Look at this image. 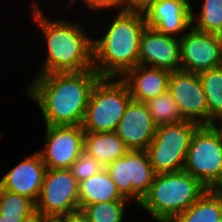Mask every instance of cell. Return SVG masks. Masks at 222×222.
I'll return each instance as SVG.
<instances>
[{"instance_id": "f1b7e54d", "label": "cell", "mask_w": 222, "mask_h": 222, "mask_svg": "<svg viewBox=\"0 0 222 222\" xmlns=\"http://www.w3.org/2000/svg\"><path fill=\"white\" fill-rule=\"evenodd\" d=\"M60 217L64 220V222H89L87 218L81 213V211L66 214Z\"/></svg>"}, {"instance_id": "7c38bea8", "label": "cell", "mask_w": 222, "mask_h": 222, "mask_svg": "<svg viewBox=\"0 0 222 222\" xmlns=\"http://www.w3.org/2000/svg\"><path fill=\"white\" fill-rule=\"evenodd\" d=\"M171 94L184 120L209 125V114L199 73L183 70L171 72L168 82Z\"/></svg>"}, {"instance_id": "3957f363", "label": "cell", "mask_w": 222, "mask_h": 222, "mask_svg": "<svg viewBox=\"0 0 222 222\" xmlns=\"http://www.w3.org/2000/svg\"><path fill=\"white\" fill-rule=\"evenodd\" d=\"M109 18L100 38H92L93 69L101 78H121L139 64L140 38L147 25L143 12L124 9Z\"/></svg>"}, {"instance_id": "484cf974", "label": "cell", "mask_w": 222, "mask_h": 222, "mask_svg": "<svg viewBox=\"0 0 222 222\" xmlns=\"http://www.w3.org/2000/svg\"><path fill=\"white\" fill-rule=\"evenodd\" d=\"M104 169L94 157L83 152L70 166L69 170L78 182H81Z\"/></svg>"}, {"instance_id": "ffe728a7", "label": "cell", "mask_w": 222, "mask_h": 222, "mask_svg": "<svg viewBox=\"0 0 222 222\" xmlns=\"http://www.w3.org/2000/svg\"><path fill=\"white\" fill-rule=\"evenodd\" d=\"M222 208L217 196L208 189L187 210L181 212L171 222H219Z\"/></svg>"}, {"instance_id": "603a6c76", "label": "cell", "mask_w": 222, "mask_h": 222, "mask_svg": "<svg viewBox=\"0 0 222 222\" xmlns=\"http://www.w3.org/2000/svg\"><path fill=\"white\" fill-rule=\"evenodd\" d=\"M207 100L209 125L222 116V66L199 73Z\"/></svg>"}, {"instance_id": "f546056e", "label": "cell", "mask_w": 222, "mask_h": 222, "mask_svg": "<svg viewBox=\"0 0 222 222\" xmlns=\"http://www.w3.org/2000/svg\"><path fill=\"white\" fill-rule=\"evenodd\" d=\"M212 127L219 133L222 140V116H219L212 122Z\"/></svg>"}, {"instance_id": "8fae6325", "label": "cell", "mask_w": 222, "mask_h": 222, "mask_svg": "<svg viewBox=\"0 0 222 222\" xmlns=\"http://www.w3.org/2000/svg\"><path fill=\"white\" fill-rule=\"evenodd\" d=\"M222 66V38L191 26L180 38V70L200 73Z\"/></svg>"}, {"instance_id": "1f68e13d", "label": "cell", "mask_w": 222, "mask_h": 222, "mask_svg": "<svg viewBox=\"0 0 222 222\" xmlns=\"http://www.w3.org/2000/svg\"><path fill=\"white\" fill-rule=\"evenodd\" d=\"M24 222H43V215L36 213L33 217L29 218Z\"/></svg>"}, {"instance_id": "cb8c5ba5", "label": "cell", "mask_w": 222, "mask_h": 222, "mask_svg": "<svg viewBox=\"0 0 222 222\" xmlns=\"http://www.w3.org/2000/svg\"><path fill=\"white\" fill-rule=\"evenodd\" d=\"M144 103L157 127L184 121L175 100L168 91Z\"/></svg>"}, {"instance_id": "d6a6232c", "label": "cell", "mask_w": 222, "mask_h": 222, "mask_svg": "<svg viewBox=\"0 0 222 222\" xmlns=\"http://www.w3.org/2000/svg\"><path fill=\"white\" fill-rule=\"evenodd\" d=\"M210 190L217 196L222 208V193L216 187L210 188Z\"/></svg>"}, {"instance_id": "4fadbf2b", "label": "cell", "mask_w": 222, "mask_h": 222, "mask_svg": "<svg viewBox=\"0 0 222 222\" xmlns=\"http://www.w3.org/2000/svg\"><path fill=\"white\" fill-rule=\"evenodd\" d=\"M139 64L171 72L180 70V39L146 26L140 38Z\"/></svg>"}, {"instance_id": "4dcf8cb0", "label": "cell", "mask_w": 222, "mask_h": 222, "mask_svg": "<svg viewBox=\"0 0 222 222\" xmlns=\"http://www.w3.org/2000/svg\"><path fill=\"white\" fill-rule=\"evenodd\" d=\"M43 222H64L60 216H43Z\"/></svg>"}, {"instance_id": "9c48e42d", "label": "cell", "mask_w": 222, "mask_h": 222, "mask_svg": "<svg viewBox=\"0 0 222 222\" xmlns=\"http://www.w3.org/2000/svg\"><path fill=\"white\" fill-rule=\"evenodd\" d=\"M79 211V182L69 169H48L36 201L43 216H64Z\"/></svg>"}, {"instance_id": "836d02e7", "label": "cell", "mask_w": 222, "mask_h": 222, "mask_svg": "<svg viewBox=\"0 0 222 222\" xmlns=\"http://www.w3.org/2000/svg\"><path fill=\"white\" fill-rule=\"evenodd\" d=\"M215 187L222 193V179Z\"/></svg>"}, {"instance_id": "30bf717a", "label": "cell", "mask_w": 222, "mask_h": 222, "mask_svg": "<svg viewBox=\"0 0 222 222\" xmlns=\"http://www.w3.org/2000/svg\"><path fill=\"white\" fill-rule=\"evenodd\" d=\"M43 148L37 151L48 169H69L84 152V133L81 125L46 126Z\"/></svg>"}, {"instance_id": "277c9868", "label": "cell", "mask_w": 222, "mask_h": 222, "mask_svg": "<svg viewBox=\"0 0 222 222\" xmlns=\"http://www.w3.org/2000/svg\"><path fill=\"white\" fill-rule=\"evenodd\" d=\"M208 188L185 170L156 174L149 192L137 205L155 222H171Z\"/></svg>"}, {"instance_id": "d4e9b609", "label": "cell", "mask_w": 222, "mask_h": 222, "mask_svg": "<svg viewBox=\"0 0 222 222\" xmlns=\"http://www.w3.org/2000/svg\"><path fill=\"white\" fill-rule=\"evenodd\" d=\"M128 205L130 201L99 202L86 205L80 211L89 222H124Z\"/></svg>"}, {"instance_id": "ba28073f", "label": "cell", "mask_w": 222, "mask_h": 222, "mask_svg": "<svg viewBox=\"0 0 222 222\" xmlns=\"http://www.w3.org/2000/svg\"><path fill=\"white\" fill-rule=\"evenodd\" d=\"M105 169L119 192L134 205L149 192L156 175L146 150H128Z\"/></svg>"}, {"instance_id": "e575fe53", "label": "cell", "mask_w": 222, "mask_h": 222, "mask_svg": "<svg viewBox=\"0 0 222 222\" xmlns=\"http://www.w3.org/2000/svg\"><path fill=\"white\" fill-rule=\"evenodd\" d=\"M186 1L189 2L191 6H193L192 5L193 1L192 2H191V0H186Z\"/></svg>"}, {"instance_id": "7a4b0ae2", "label": "cell", "mask_w": 222, "mask_h": 222, "mask_svg": "<svg viewBox=\"0 0 222 222\" xmlns=\"http://www.w3.org/2000/svg\"><path fill=\"white\" fill-rule=\"evenodd\" d=\"M38 0H32L28 9L30 17L35 23L33 25L40 28L42 44L45 49L46 57L41 66L35 72L36 75L47 73H66V72H83L93 69V49L92 38L86 32L85 27L80 21L71 20L63 15L61 18L55 17L50 19L49 13L44 14L43 8L39 5ZM46 47V48H45Z\"/></svg>"}, {"instance_id": "5bb4252c", "label": "cell", "mask_w": 222, "mask_h": 222, "mask_svg": "<svg viewBox=\"0 0 222 222\" xmlns=\"http://www.w3.org/2000/svg\"><path fill=\"white\" fill-rule=\"evenodd\" d=\"M191 13L186 0H159L143 11L147 26L179 39L192 26Z\"/></svg>"}, {"instance_id": "8992f818", "label": "cell", "mask_w": 222, "mask_h": 222, "mask_svg": "<svg viewBox=\"0 0 222 222\" xmlns=\"http://www.w3.org/2000/svg\"><path fill=\"white\" fill-rule=\"evenodd\" d=\"M199 126L196 122L184 120L156 128L146 149L156 174L184 170L191 138Z\"/></svg>"}, {"instance_id": "e0dca14e", "label": "cell", "mask_w": 222, "mask_h": 222, "mask_svg": "<svg viewBox=\"0 0 222 222\" xmlns=\"http://www.w3.org/2000/svg\"><path fill=\"white\" fill-rule=\"evenodd\" d=\"M171 71L138 64L120 79L129 89L132 100L145 102L168 91Z\"/></svg>"}, {"instance_id": "ac0fdd59", "label": "cell", "mask_w": 222, "mask_h": 222, "mask_svg": "<svg viewBox=\"0 0 222 222\" xmlns=\"http://www.w3.org/2000/svg\"><path fill=\"white\" fill-rule=\"evenodd\" d=\"M130 201L118 190L104 168L99 173L79 182V211L86 205L99 202Z\"/></svg>"}, {"instance_id": "2e32d148", "label": "cell", "mask_w": 222, "mask_h": 222, "mask_svg": "<svg viewBox=\"0 0 222 222\" xmlns=\"http://www.w3.org/2000/svg\"><path fill=\"white\" fill-rule=\"evenodd\" d=\"M156 128L145 103L131 100L115 132L128 150H146Z\"/></svg>"}, {"instance_id": "6da1fadb", "label": "cell", "mask_w": 222, "mask_h": 222, "mask_svg": "<svg viewBox=\"0 0 222 222\" xmlns=\"http://www.w3.org/2000/svg\"><path fill=\"white\" fill-rule=\"evenodd\" d=\"M100 78L94 69L35 75L22 92L37 104L46 126H76L82 124Z\"/></svg>"}, {"instance_id": "52a82bcc", "label": "cell", "mask_w": 222, "mask_h": 222, "mask_svg": "<svg viewBox=\"0 0 222 222\" xmlns=\"http://www.w3.org/2000/svg\"><path fill=\"white\" fill-rule=\"evenodd\" d=\"M184 170L208 189L222 179V140L212 125H200L193 133Z\"/></svg>"}, {"instance_id": "4316f807", "label": "cell", "mask_w": 222, "mask_h": 222, "mask_svg": "<svg viewBox=\"0 0 222 222\" xmlns=\"http://www.w3.org/2000/svg\"><path fill=\"white\" fill-rule=\"evenodd\" d=\"M68 4L66 6L67 11L72 9V7H75V4L77 5L78 2L82 3V6L85 7V9L89 10L87 12H90V14L95 15L93 13H97L103 10V11H109V13L113 14L114 10L121 11L125 9V0H68ZM76 2V3H75ZM113 10V12H112ZM93 12V13H92Z\"/></svg>"}, {"instance_id": "83f0119b", "label": "cell", "mask_w": 222, "mask_h": 222, "mask_svg": "<svg viewBox=\"0 0 222 222\" xmlns=\"http://www.w3.org/2000/svg\"><path fill=\"white\" fill-rule=\"evenodd\" d=\"M159 0H125V9L129 11L143 12L151 4Z\"/></svg>"}, {"instance_id": "5b68a950", "label": "cell", "mask_w": 222, "mask_h": 222, "mask_svg": "<svg viewBox=\"0 0 222 222\" xmlns=\"http://www.w3.org/2000/svg\"><path fill=\"white\" fill-rule=\"evenodd\" d=\"M132 100L120 78H100L90 94L82 121L85 132H114Z\"/></svg>"}, {"instance_id": "44dd1931", "label": "cell", "mask_w": 222, "mask_h": 222, "mask_svg": "<svg viewBox=\"0 0 222 222\" xmlns=\"http://www.w3.org/2000/svg\"><path fill=\"white\" fill-rule=\"evenodd\" d=\"M36 213L32 199L0 187V214L4 222H24Z\"/></svg>"}, {"instance_id": "9a60e30c", "label": "cell", "mask_w": 222, "mask_h": 222, "mask_svg": "<svg viewBox=\"0 0 222 222\" xmlns=\"http://www.w3.org/2000/svg\"><path fill=\"white\" fill-rule=\"evenodd\" d=\"M41 155L36 150L15 164L0 179V187L9 192L38 200L46 173Z\"/></svg>"}, {"instance_id": "d590c367", "label": "cell", "mask_w": 222, "mask_h": 222, "mask_svg": "<svg viewBox=\"0 0 222 222\" xmlns=\"http://www.w3.org/2000/svg\"><path fill=\"white\" fill-rule=\"evenodd\" d=\"M0 222H4L1 214H0Z\"/></svg>"}, {"instance_id": "7402d4cb", "label": "cell", "mask_w": 222, "mask_h": 222, "mask_svg": "<svg viewBox=\"0 0 222 222\" xmlns=\"http://www.w3.org/2000/svg\"><path fill=\"white\" fill-rule=\"evenodd\" d=\"M199 11L192 6V26L200 31L217 34L222 38V0H201Z\"/></svg>"}, {"instance_id": "d6986e66", "label": "cell", "mask_w": 222, "mask_h": 222, "mask_svg": "<svg viewBox=\"0 0 222 222\" xmlns=\"http://www.w3.org/2000/svg\"><path fill=\"white\" fill-rule=\"evenodd\" d=\"M123 140L114 132H85L84 152L105 168L119 157L127 153Z\"/></svg>"}]
</instances>
